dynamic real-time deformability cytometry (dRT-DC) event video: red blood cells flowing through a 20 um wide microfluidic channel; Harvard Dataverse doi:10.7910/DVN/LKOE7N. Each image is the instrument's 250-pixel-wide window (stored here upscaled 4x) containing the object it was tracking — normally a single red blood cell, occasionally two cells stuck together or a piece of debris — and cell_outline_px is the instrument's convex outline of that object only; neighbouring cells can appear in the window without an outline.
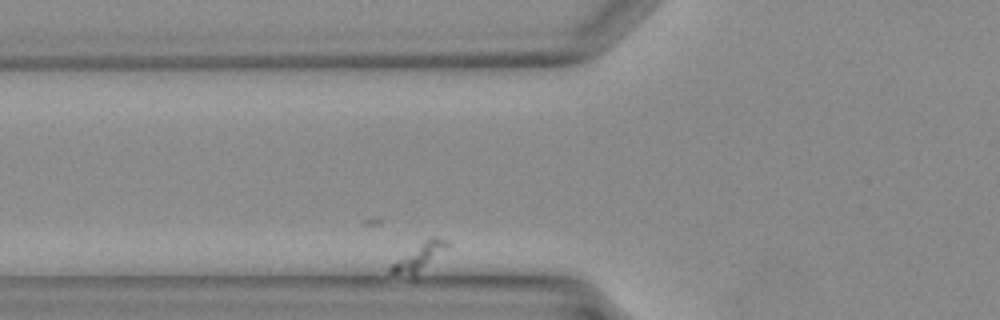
{"species": "Egyptian fruit bat (a non-hibernating species)", "species_latin": "Rousettus aegyptiacus", "temperature_condition": "warm", "stored_images_in_passage": 6, "camera_frame_rate_fps": 3000, "um_per_image_px": 0.085, "animal": {"sex": "female"}, "frame": {"image": 1, "passage_image": 4, "time_ms": 1.0, "image_size_px": [1000, 320], "cell_outline_px": [[452, 244], [416, 280], [412, 280], [388, 272], [388, 268], [396, 260], [428, 236], [436, 236], [448, 240]], "centroid_in_image_um": [35.67, 21.92], "position_along_channel_um": 90.1, "area_um2": 10.23}}